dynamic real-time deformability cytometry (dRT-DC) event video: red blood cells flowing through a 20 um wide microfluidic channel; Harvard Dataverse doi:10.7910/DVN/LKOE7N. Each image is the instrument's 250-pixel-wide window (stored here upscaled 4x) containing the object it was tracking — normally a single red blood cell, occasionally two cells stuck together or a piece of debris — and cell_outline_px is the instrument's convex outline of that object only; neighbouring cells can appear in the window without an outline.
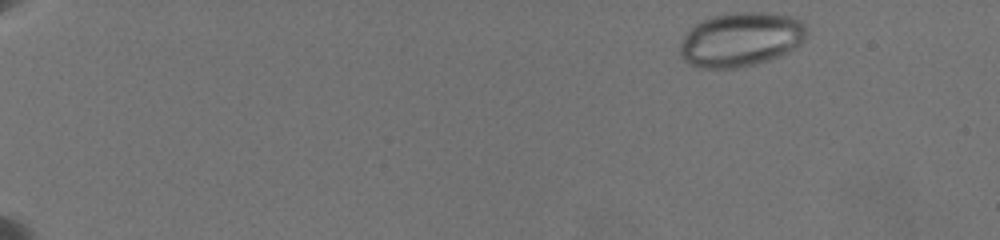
{"species": "common noctule bat (a hibernating species)", "species_latin": "Nyctalus noctula", "temperature_condition": "warm", "stored_images_in_passage": 59, "camera_frame_rate_fps": 3000, "um_per_image_px": 0.085, "animal": {"sex": "female", "body_mass_g": 19.5, "forearm_length_mm": 54.1}, "frame": {"image": 1, "passage_image": 1, "time_ms": 0.0, "image_size_px": [1000, 240], "cell_outline_px": [[808, 28], [804, 40], [796, 48], [780, 56], [768, 60], [752, 64], [732, 68], [708, 68], [692, 64], [684, 60], [680, 56], [680, 44], [684, 36], [696, 24], [704, 20], [716, 16], [732, 12], [768, 12], [792, 16], [800, 20]], "centroid_in_image_um": [63.02, 3.34], "position_along_channel_um": 22.0, "area_um2": 39.77}}
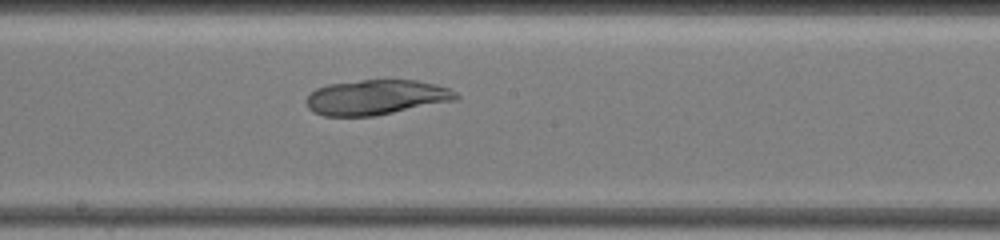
{"frame": {"image": 2, "passage_image": 38, "time_ms": 10.0, "image_size_px": [1000, 240], "cell_outline_px": [[460, 96], [456, 100], [376, 116], [324, 116], [312, 112], [308, 108], [304, 100], [316, 88], [328, 84], [388, 76], [416, 80], [436, 84], [448, 88], [456, 92]], "centroid_in_image_um": [31.98, 8.23], "position_along_channel_um": 216.2, "area_um2": 31.62}}
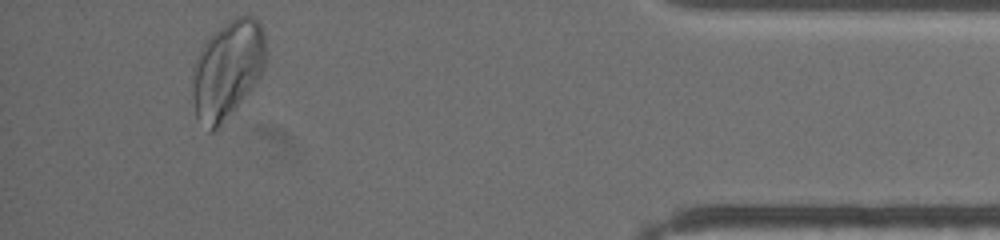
{"frame": {"image": 3, "passage_image": 58, "time_ms": 17.0, "image_size_px": [1000, 240], "cell_outline_px": [[268, 52], [264, 68], [260, 76], [220, 124], [212, 132], [208, 132], [196, 116], [192, 96], [192, 72], [196, 60], [204, 44], [220, 28], [236, 16], [252, 16], [260, 24], [264, 36]], "centroid_in_image_um": [19.33, 5.89], "position_along_channel_um": 415.9, "area_um2": 40.98}}